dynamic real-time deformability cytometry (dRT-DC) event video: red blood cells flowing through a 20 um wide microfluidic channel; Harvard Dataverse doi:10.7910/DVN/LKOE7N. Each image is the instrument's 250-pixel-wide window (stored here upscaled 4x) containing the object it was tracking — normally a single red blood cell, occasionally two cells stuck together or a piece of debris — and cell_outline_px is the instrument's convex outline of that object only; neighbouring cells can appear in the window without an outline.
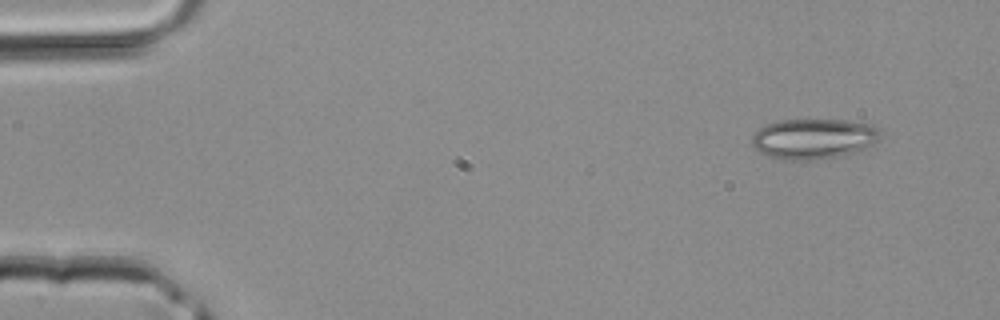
{"species": "common noctule bat (a hibernating species)", "species_latin": "Nyctalus noctula", "temperature_condition": "room temperature", "stored_images_in_passage": 41, "camera_frame_rate_fps": 3000, "um_per_image_px": 0.085, "animal": {"sex": "male", "body_mass_g": 20.4}, "frame": {"image": 1, "passage_image": 1, "time_ms": 0.0, "image_size_px": [1000, 320], "cell_outline_px": [[880, 136], [872, 144], [860, 152], [812, 160], [784, 160], [768, 156], [760, 152], [752, 144], [752, 136], [764, 124], [780, 120], [844, 120], [872, 124], [880, 132]], "centroid_in_image_um": [69.15, 11.79], "position_along_channel_um": 15.9, "area_um2": 30.17}}
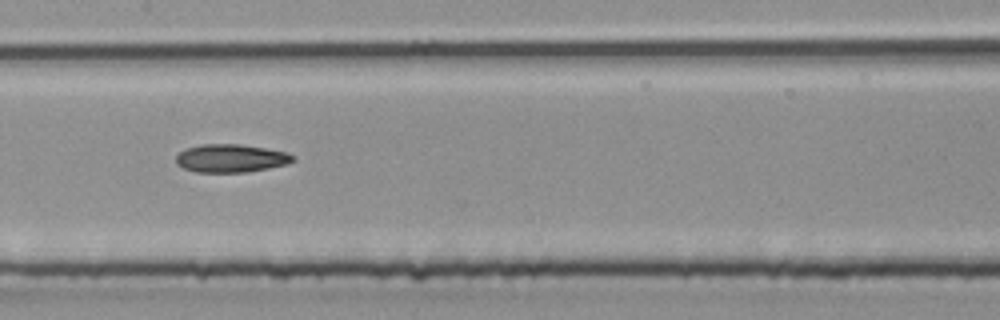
{"frame": {"image": 2, "passage_image": 19, "time_ms": 6.0, "image_size_px": [1000, 320], "cell_outline_px": [[296, 160], [288, 164], [248, 172], [196, 172], [184, 168], [176, 164], [176, 156], [184, 148], [200, 144], [240, 144], [288, 152], [296, 156]], "centroid_in_image_um": [19.64, 13.45], "position_along_channel_um": 187.8, "area_um2": 19.36}}
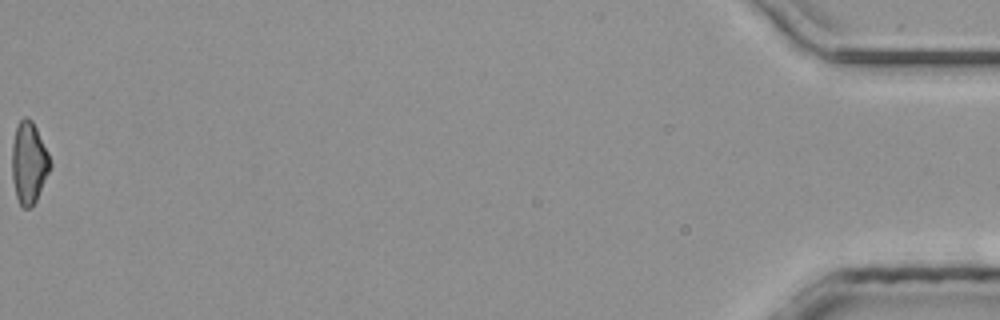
{"frame": {"image": 3, "passage_image": 41, "time_ms": 13.333, "image_size_px": [1000, 320], "cell_outline_px": [[52, 164], [36, 200], [32, 208], [24, 208], [20, 204], [16, 196], [12, 180], [12, 144], [16, 128], [20, 120], [24, 116], [28, 116], [32, 120], [48, 152]], "centroid_in_image_um": [2.45, 13.83], "position_along_channel_um": 432.8, "area_um2": 18.15}}